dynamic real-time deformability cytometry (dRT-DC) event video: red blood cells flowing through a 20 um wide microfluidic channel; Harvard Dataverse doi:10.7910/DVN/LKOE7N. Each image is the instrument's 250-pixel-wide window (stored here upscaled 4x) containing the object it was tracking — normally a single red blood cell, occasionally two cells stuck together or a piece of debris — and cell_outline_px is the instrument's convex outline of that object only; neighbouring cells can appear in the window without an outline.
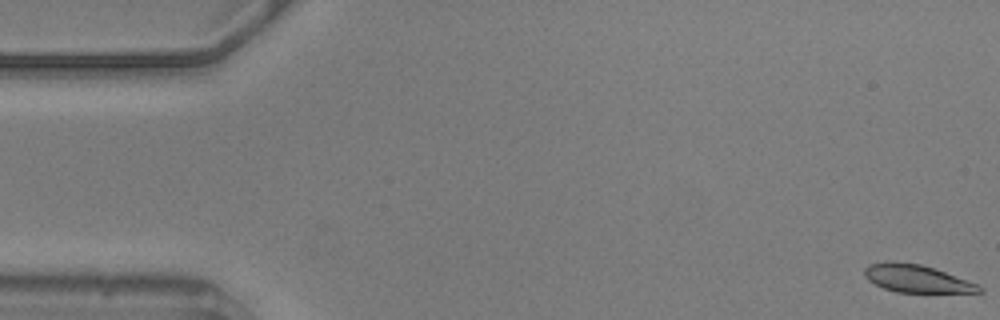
{"species": "common noctule bat (a hibernating species)", "species_latin": "Nyctalus noctula", "temperature_condition": "warm", "stored_images_in_passage": 17, "camera_frame_rate_fps": 3000, "um_per_image_px": 0.085, "animal": {"sex": "male", "body_mass_g": 20.5, "forearm_length_mm": 52.5}, "frame": {"image": 1, "passage_image": 1, "time_ms": 0.0, "image_size_px": [1000, 320], "cell_outline_px": [[984, 292], [896, 292], [884, 288], [868, 280], [864, 276], [864, 268], [868, 264], [892, 260], [920, 264], [980, 284], [984, 288]], "centroid_in_image_um": [77.91, 23.67], "position_along_channel_um": 7.1, "area_um2": 18.5}}